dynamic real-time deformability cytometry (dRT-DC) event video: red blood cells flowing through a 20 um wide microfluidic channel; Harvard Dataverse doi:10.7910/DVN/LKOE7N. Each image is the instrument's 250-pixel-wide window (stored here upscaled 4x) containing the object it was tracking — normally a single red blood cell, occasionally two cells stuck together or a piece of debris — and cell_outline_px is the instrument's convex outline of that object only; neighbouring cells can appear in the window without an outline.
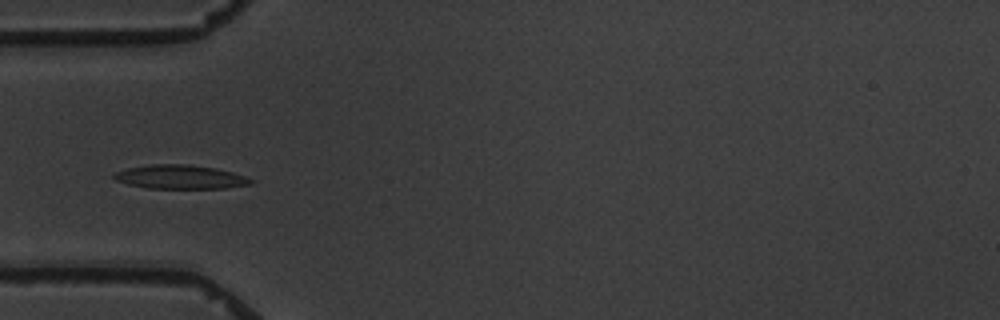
{"species": "common noctule bat (a hibernating species)", "species_latin": "Nyctalus noctula", "temperature_condition": "warm", "stored_images_in_passage": 10, "camera_frame_rate_fps": 3000, "um_per_image_px": 0.085, "animal": {"sex": "male", "body_mass_g": 19.5, "forearm_length_mm": 54.6}, "frame": {"image": 1, "passage_image": 4, "time_ms": 4.333, "image_size_px": [1000, 320], "cell_outline_px": [[256, 180], [252, 184], [224, 188], [148, 188], [128, 184], [116, 180], [112, 176], [116, 172], [128, 168], [148, 164], [188, 164], [216, 168], [232, 172]], "centroid_in_image_um": [15.34, 15.03], "position_along_channel_um": 69.7, "area_um2": 19.02}}
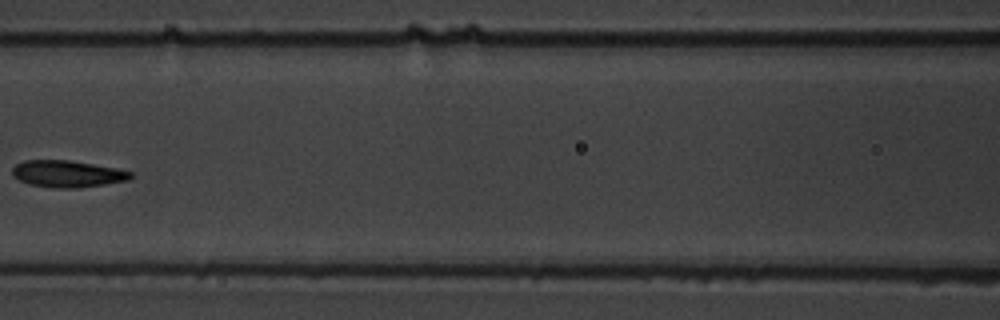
{"frame": {"image": 2, "passage_image": 6, "time_ms": 7.0, "image_size_px": [1000, 320], "cell_outline_px": [[132, 176], [128, 180], [80, 188], [56, 188], [28, 184], [12, 176], [12, 168], [16, 164], [24, 160], [68, 160], [116, 168], [132, 172]], "centroid_in_image_um": [5.69, 14.78], "position_along_channel_um": 160.9, "area_um2": 18.44}}
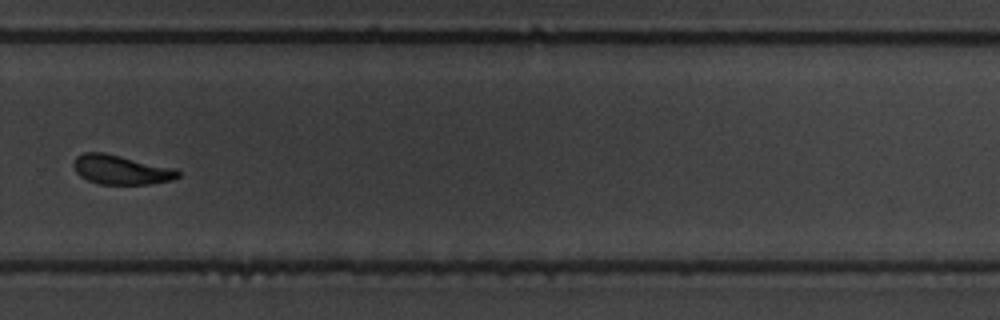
{"frame": {"image": 3, "passage_image": 10, "time_ms": 11.667, "image_size_px": [1000, 320], "cell_outline_px": [[180, 176], [172, 180], [148, 184], [100, 184], [88, 180], [80, 176], [76, 172], [72, 164], [76, 156], [84, 152], [104, 152], [176, 168], [180, 172]], "centroid_in_image_um": [10.29, 14.42], "position_along_channel_um": 319.5, "area_um2": 17.98}}